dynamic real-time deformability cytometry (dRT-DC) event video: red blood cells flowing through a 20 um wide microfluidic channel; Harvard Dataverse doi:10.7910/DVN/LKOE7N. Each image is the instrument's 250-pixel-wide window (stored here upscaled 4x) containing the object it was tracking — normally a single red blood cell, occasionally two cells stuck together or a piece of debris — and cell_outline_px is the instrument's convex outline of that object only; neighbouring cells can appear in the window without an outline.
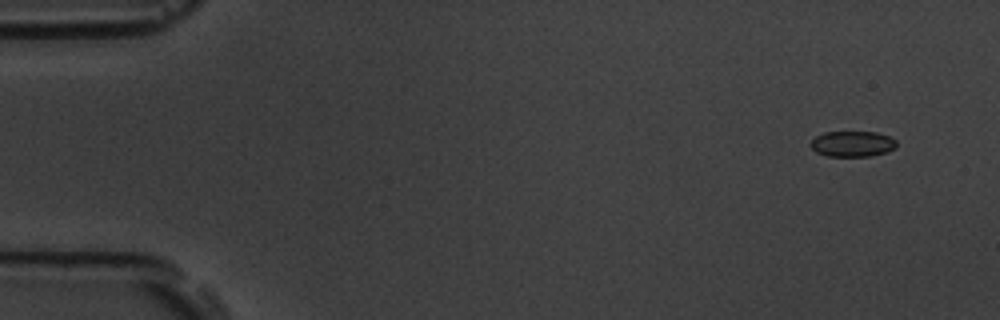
{"species": "common noctule bat (a hibernating species)", "species_latin": "Nyctalus noctula", "temperature_condition": "room temperature", "stored_images_in_passage": 6, "camera_frame_rate_fps": 3000, "um_per_image_px": 0.085, "animal": {"sex": "male", "body_mass_g": 19.5, "forearm_length_mm": 54.6}, "frame": {"image": 1, "passage_image": 1, "time_ms": 0.0, "image_size_px": [1000, 320], "cell_outline_px": [[896, 148], [888, 152], [872, 156], [828, 156], [816, 152], [808, 144], [816, 136], [824, 132], [876, 132], [888, 136], [896, 140]], "centroid_in_image_um": [72.46, 12.23], "position_along_channel_um": 12.5, "area_um2": 12.95}}
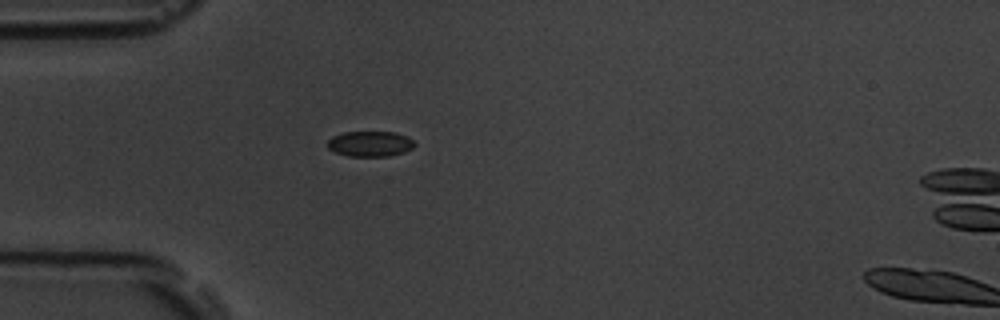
{"frame": {"image": 2, "passage_image": 5, "time_ms": 4.333, "image_size_px": [1000, 320], "cell_outline_px": [[416, 144], [412, 148], [404, 152], [388, 156], [348, 156], [336, 152], [328, 148], [328, 140], [332, 136], [344, 132], [396, 132], [412, 140]], "centroid_in_image_um": [31.45, 12.22], "position_along_channel_um": 53.6, "area_um2": 12.77}}